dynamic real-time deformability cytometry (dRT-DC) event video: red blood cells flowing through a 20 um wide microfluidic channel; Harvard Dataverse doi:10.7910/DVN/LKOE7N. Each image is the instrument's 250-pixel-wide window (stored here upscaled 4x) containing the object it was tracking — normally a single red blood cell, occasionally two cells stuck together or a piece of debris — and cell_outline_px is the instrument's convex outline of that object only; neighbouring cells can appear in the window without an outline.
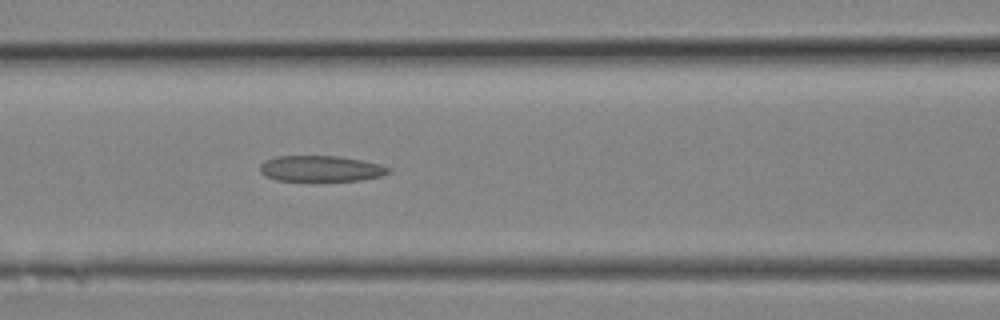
{"species": "Egyptian fruit bat (a non-hibernating species)", "species_latin": "Rousettus aegyptiacus", "temperature_condition": "room temperature", "stored_images_in_passage": 4, "camera_frame_rate_fps": 3000, "um_per_image_px": 0.085, "animal": {"sex": "female"}, "frame": {"image": 1, "passage_image": 4, "time_ms": 1.0, "image_size_px": [1000, 320], "cell_outline_px": [[392, 172], [380, 176], [364, 180], [276, 180], [264, 176], [260, 172], [260, 164], [264, 160], [276, 156], [340, 156], [364, 160], [380, 164], [392, 168]], "centroid_in_image_um": [27.29, 14.32], "position_along_channel_um": 139.3, "area_um2": 19.54}}